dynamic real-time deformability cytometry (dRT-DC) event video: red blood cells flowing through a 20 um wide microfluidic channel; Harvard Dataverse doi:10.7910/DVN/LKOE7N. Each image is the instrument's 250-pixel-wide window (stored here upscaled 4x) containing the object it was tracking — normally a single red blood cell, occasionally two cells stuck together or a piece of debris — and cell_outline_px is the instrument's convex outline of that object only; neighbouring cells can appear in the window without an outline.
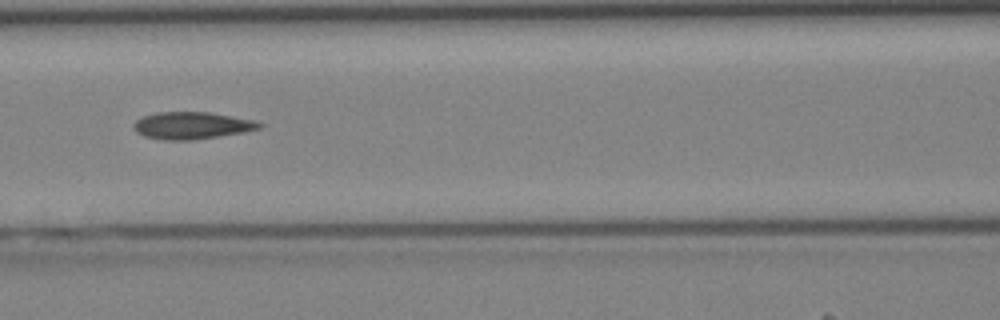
{"species": "Egyptian fruit bat (a non-hibernating species)", "species_latin": "Rousettus aegyptiacus", "temperature_condition": "cold", "stored_images_in_passage": 11, "camera_frame_rate_fps": 3000, "um_per_image_px": 0.085, "animal": {"sex": "female"}, "frame": {"image": 1, "passage_image": 6, "time_ms": 1.667, "image_size_px": [1000, 320], "cell_outline_px": [[264, 124], [260, 128], [244, 132], [192, 140], [160, 140], [144, 136], [136, 132], [132, 128], [132, 124], [136, 120], [144, 116], [156, 112], [208, 112], [256, 120]], "centroid_in_image_um": [16.28, 10.67], "position_along_channel_um": 150.3, "area_um2": 20.0}}
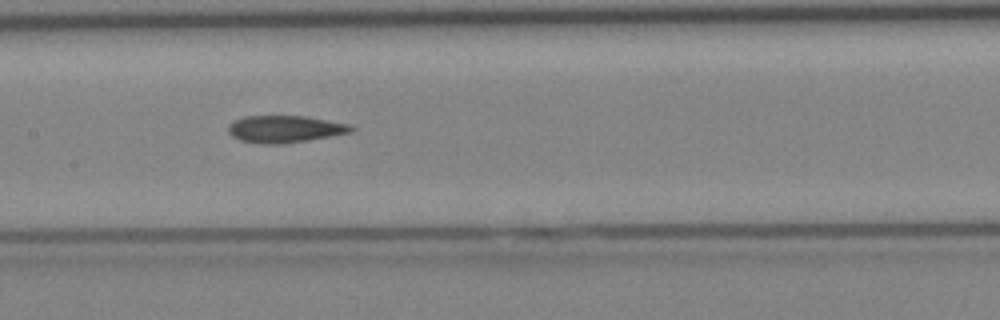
{"frame": {"image": 2, "passage_image": 8, "time_ms": 2.333, "image_size_px": [1000, 320], "cell_outline_px": [[356, 128], [352, 132], [308, 140], [280, 144], [264, 144], [240, 140], [232, 136], [228, 132], [228, 124], [244, 116], [304, 116], [348, 124]], "centroid_in_image_um": [24.2, 10.97], "position_along_channel_um": 183.2, "area_um2": 19.25}}